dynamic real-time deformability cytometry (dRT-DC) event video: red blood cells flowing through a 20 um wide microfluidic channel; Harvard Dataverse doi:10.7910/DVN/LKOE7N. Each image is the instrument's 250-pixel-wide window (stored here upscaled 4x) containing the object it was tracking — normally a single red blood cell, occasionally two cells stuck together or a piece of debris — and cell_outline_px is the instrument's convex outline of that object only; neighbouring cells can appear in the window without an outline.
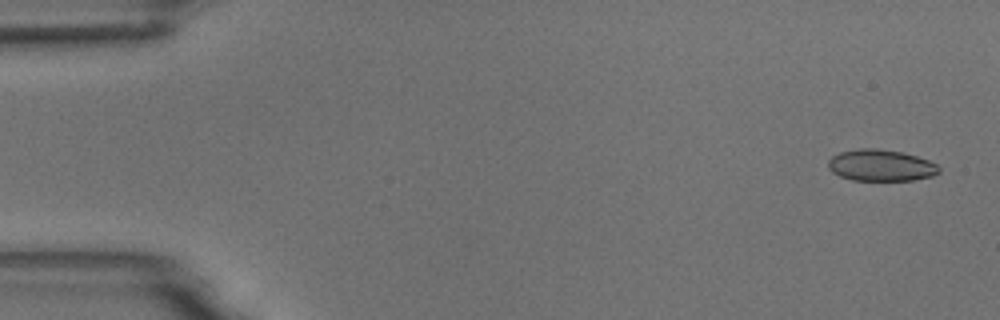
{"species": "common noctule bat (a hibernating species)", "species_latin": "Nyctalus noctula", "temperature_condition": "room temperature", "stored_images_in_passage": 5, "camera_frame_rate_fps": 3000, "um_per_image_px": 0.085, "animal": {"sex": "male", "body_mass_g": 18.8}, "frame": {"image": 1, "passage_image": 1, "time_ms": 0.0, "image_size_px": [1000, 320], "cell_outline_px": [[940, 172], [932, 176], [912, 180], [852, 180], [840, 176], [832, 172], [828, 168], [828, 160], [832, 156], [840, 152], [860, 148], [876, 148], [900, 152], [916, 156], [928, 160], [936, 164], [940, 168]], "centroid_in_image_um": [74.86, 14.05], "position_along_channel_um": 10.1, "area_um2": 20.29}}
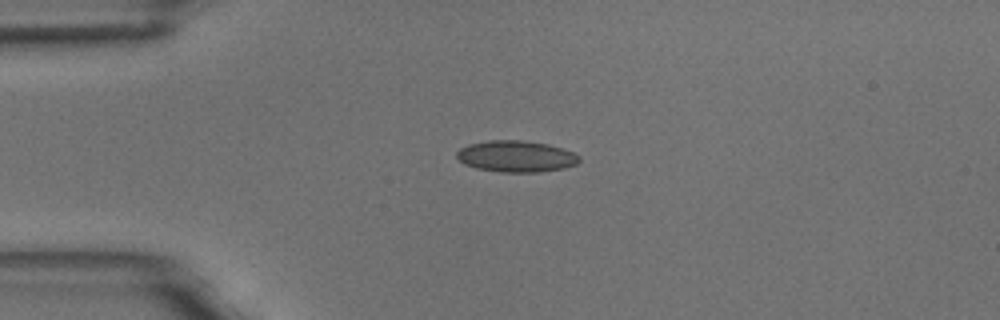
{"frame": {"image": 2, "passage_image": 4, "time_ms": 3.667, "image_size_px": [1000, 320], "cell_outline_px": [[580, 160], [576, 164], [564, 168], [540, 172], [500, 172], [476, 168], [464, 164], [456, 156], [456, 152], [460, 148], [468, 144], [488, 140], [520, 140], [548, 144], [572, 152], [580, 156]], "centroid_in_image_um": [43.85, 13.29], "position_along_channel_um": 41.2, "area_um2": 22.43}}